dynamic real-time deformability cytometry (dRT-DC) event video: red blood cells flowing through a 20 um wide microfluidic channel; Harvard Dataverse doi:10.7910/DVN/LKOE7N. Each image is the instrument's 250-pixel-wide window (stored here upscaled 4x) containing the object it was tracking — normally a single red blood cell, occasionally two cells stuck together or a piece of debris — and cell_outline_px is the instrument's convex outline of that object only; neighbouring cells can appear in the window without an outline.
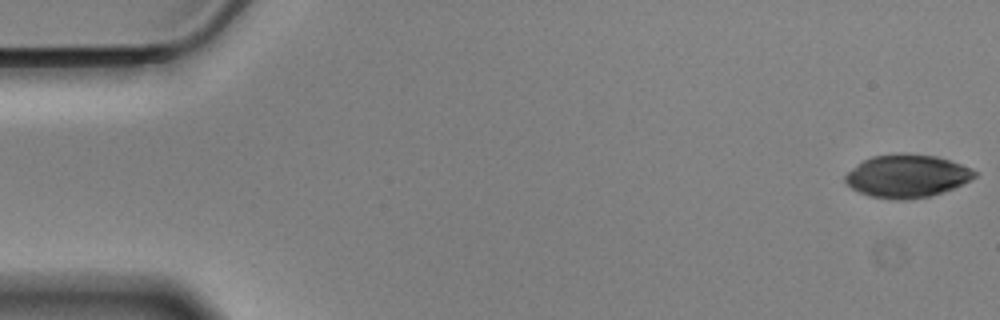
{"species": "Egyptian fruit bat (a non-hibernating species)", "species_latin": "Rousettus aegyptiacus", "temperature_condition": "cold", "stored_images_in_passage": 53, "camera_frame_rate_fps": 3000, "um_per_image_px": 0.085, "animal": {"sex": "male"}, "frame": {"image": 1, "passage_image": 1, "time_ms": 0.0, "image_size_px": [1000, 320], "cell_outline_px": [[976, 176], [964, 184], [928, 196], [904, 200], [896, 200], [868, 196], [852, 188], [844, 180], [844, 176], [852, 168], [864, 160], [872, 156], [908, 152], [936, 156], [972, 168], [976, 172]], "centroid_in_image_um": [77.08, 14.95], "position_along_channel_um": 7.9, "area_um2": 32.25}}
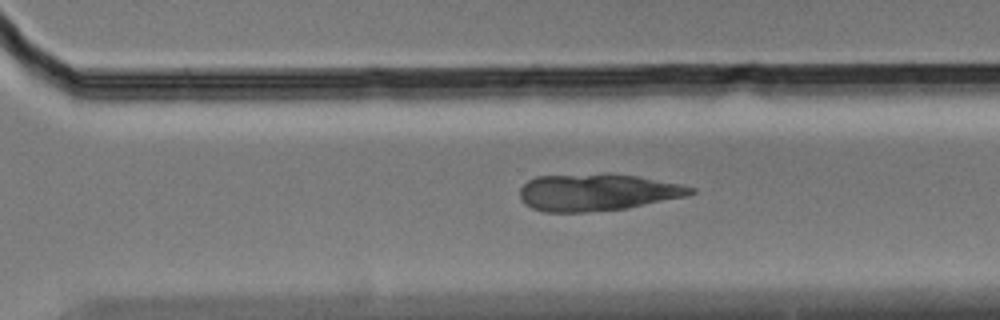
{"frame": {"image": 2, "passage_image": 39, "time_ms": 12.667, "image_size_px": [1000, 320], "cell_outline_px": [[696, 192], [688, 196], [628, 208], [584, 212], [544, 212], [532, 208], [524, 204], [520, 200], [520, 188], [528, 180], [536, 176], [604, 172], [608, 172], [636, 176], [680, 184], [696, 188]], "centroid_in_image_um": [50.75, 16.33], "position_along_channel_um": 319.8, "area_um2": 37.45}}